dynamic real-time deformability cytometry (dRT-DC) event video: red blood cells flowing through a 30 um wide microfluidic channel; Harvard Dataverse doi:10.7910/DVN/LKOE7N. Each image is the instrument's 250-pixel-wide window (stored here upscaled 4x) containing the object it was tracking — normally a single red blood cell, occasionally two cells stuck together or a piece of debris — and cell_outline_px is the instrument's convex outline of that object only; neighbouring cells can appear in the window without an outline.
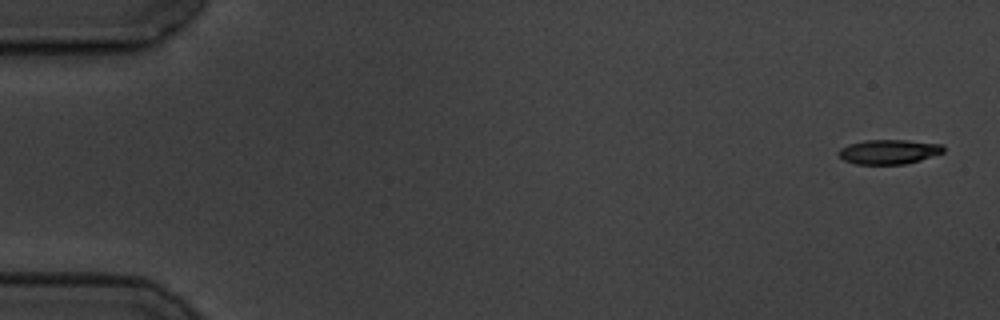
{"species": "common noctule bat (a hibernating species)", "species_latin": "Nyctalus noctula", "temperature_condition": "cold", "stored_images_in_passage": 4, "camera_frame_rate_fps": 3000, "um_per_image_px": 0.085, "animal": {"sex": "male", "body_mass_g": 19.5, "forearm_length_mm": 54.6}, "frame": {"image": 1, "passage_image": 1, "time_ms": 0.0, "image_size_px": [1000, 320], "cell_outline_px": [[944, 152], [920, 160], [904, 164], [856, 164], [844, 160], [836, 152], [840, 148], [848, 144], [864, 140], [904, 140], [940, 144], [944, 148]], "centroid_in_image_um": [75.51, 12.9], "position_along_channel_um": 9.5, "area_um2": 14.91}}